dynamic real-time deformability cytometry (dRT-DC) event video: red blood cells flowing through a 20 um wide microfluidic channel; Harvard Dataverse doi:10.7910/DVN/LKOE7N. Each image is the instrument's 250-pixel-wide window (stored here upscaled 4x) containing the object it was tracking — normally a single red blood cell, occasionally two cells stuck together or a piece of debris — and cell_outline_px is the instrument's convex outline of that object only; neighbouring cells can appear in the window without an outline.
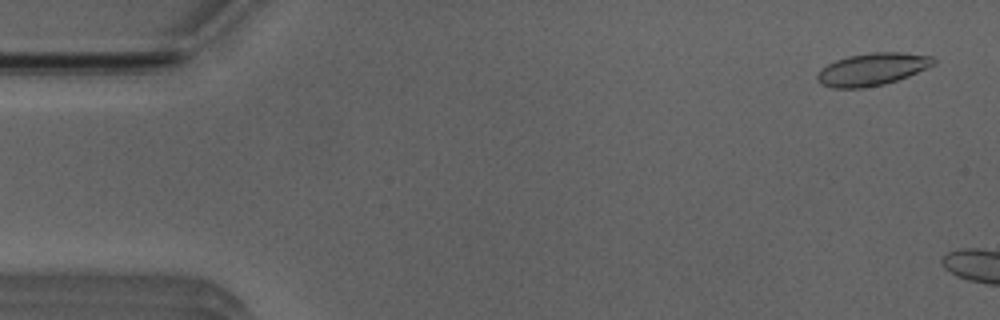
{"species": "Egyptian fruit bat (a non-hibernating species)", "species_latin": "Rousettus aegyptiacus", "temperature_condition": "room temperature", "stored_images_in_passage": 5, "camera_frame_rate_fps": 3000, "um_per_image_px": 0.085, "animal": {"sex": "male"}, "frame": {"image": 1, "passage_image": 2, "time_ms": 0.333, "image_size_px": [1000, 320], "cell_outline_px": [[936, 64], [908, 76], [884, 84], [864, 88], [832, 88], [820, 84], [816, 80], [816, 76], [820, 68], [836, 60], [848, 56], [872, 52], [900, 52], [932, 56], [936, 60]], "centroid_in_image_um": [74.11, 5.89], "position_along_channel_um": 10.9, "area_um2": 22.08}}